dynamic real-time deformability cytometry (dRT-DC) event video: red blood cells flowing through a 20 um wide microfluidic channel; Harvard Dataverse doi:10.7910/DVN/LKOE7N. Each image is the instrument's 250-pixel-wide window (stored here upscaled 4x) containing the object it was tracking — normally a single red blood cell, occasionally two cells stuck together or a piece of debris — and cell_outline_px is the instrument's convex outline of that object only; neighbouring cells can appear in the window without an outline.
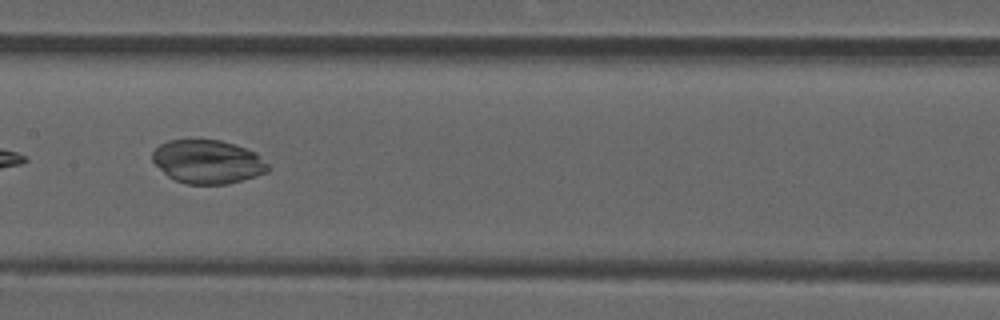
{"species": "common noctule bat (a hibernating species)", "species_latin": "Nyctalus noctula", "temperature_condition": "room temperature", "stored_images_in_passage": 8, "camera_frame_rate_fps": 3000, "um_per_image_px": 0.085, "animal": {"sex": "male", "forearm_length_mm": 52.5}, "frame": {"image": 1, "passage_image": 8, "time_ms": 2.333, "image_size_px": [1000, 320], "cell_outline_px": [[268, 172], [256, 176], [228, 184], [188, 184], [176, 180], [168, 176], [152, 160], [152, 152], [160, 144], [168, 140], [220, 140], [256, 152], [268, 164]], "centroid_in_image_um": [17.66, 13.75], "position_along_channel_um": 189.7, "area_um2": 29.13}}